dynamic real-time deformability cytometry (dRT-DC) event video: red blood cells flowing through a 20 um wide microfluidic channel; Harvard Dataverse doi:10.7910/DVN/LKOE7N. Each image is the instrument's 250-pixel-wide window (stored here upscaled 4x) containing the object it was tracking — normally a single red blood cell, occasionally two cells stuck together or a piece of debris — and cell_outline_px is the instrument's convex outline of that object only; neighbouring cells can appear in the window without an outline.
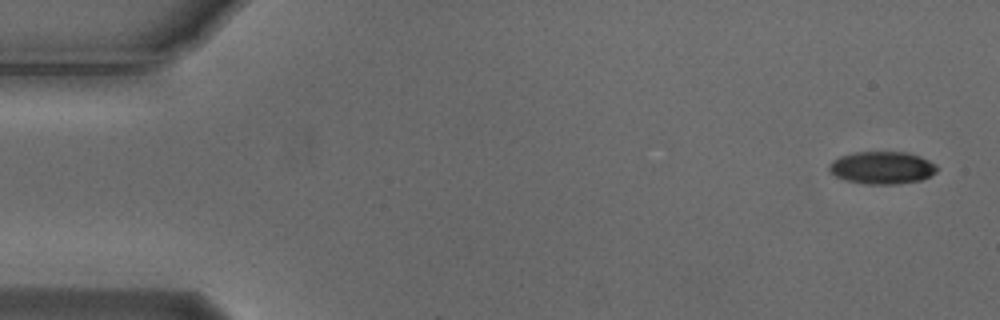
{"species": "Egyptian fruit bat (a non-hibernating species)", "species_latin": "Rousettus aegyptiacus", "temperature_condition": "cold", "stored_images_in_passage": 6, "camera_frame_rate_fps": 3000, "um_per_image_px": 0.085, "animal": {"sex": "male"}, "frame": {"image": 1, "passage_image": 1, "time_ms": 0.0, "image_size_px": [1000, 320], "cell_outline_px": [[936, 172], [920, 180], [896, 184], [864, 184], [844, 180], [836, 176], [828, 168], [828, 164], [832, 160], [840, 156], [856, 152], [908, 152], [920, 156], [936, 164]], "centroid_in_image_um": [74.95, 14.25], "position_along_channel_um": 10.1, "area_um2": 20.4}}
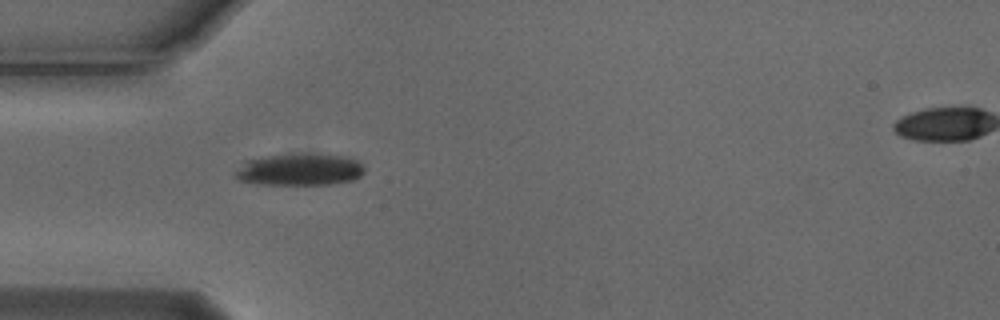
{"frame": {"image": 2, "passage_image": 5, "time_ms": 1.333, "image_size_px": [1000, 320], "cell_outline_px": [[364, 172], [360, 176], [352, 180], [332, 184], [260, 184], [240, 180], [232, 172], [244, 160], [268, 156], [344, 156], [356, 160], [364, 168]], "centroid_in_image_um": [25.41, 14.45], "position_along_channel_um": 59.6, "area_um2": 23.18}}
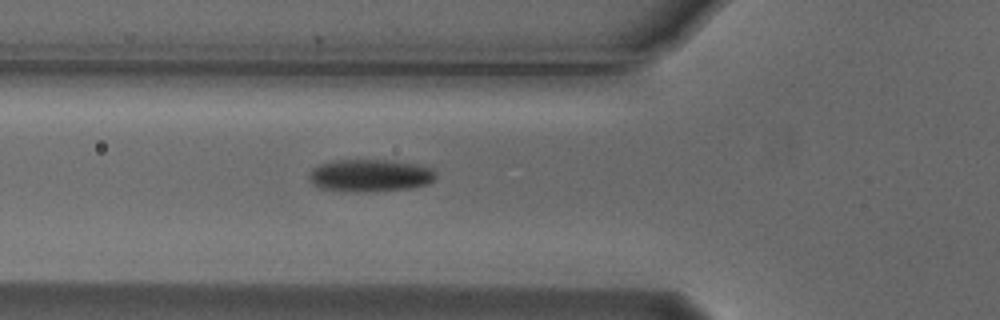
{"frame": {"image": 3, "passage_image": 6, "time_ms": 1.667, "image_size_px": [1000, 320], "cell_outline_px": [[436, 180], [428, 184], [412, 188], [368, 192], [320, 188], [312, 184], [308, 176], [312, 168], [320, 164], [332, 160], [388, 160], [416, 164], [432, 168], [436, 172]], "centroid_in_image_um": [31.49, 14.91], "position_along_channel_um": 94.3, "area_um2": 24.04}}